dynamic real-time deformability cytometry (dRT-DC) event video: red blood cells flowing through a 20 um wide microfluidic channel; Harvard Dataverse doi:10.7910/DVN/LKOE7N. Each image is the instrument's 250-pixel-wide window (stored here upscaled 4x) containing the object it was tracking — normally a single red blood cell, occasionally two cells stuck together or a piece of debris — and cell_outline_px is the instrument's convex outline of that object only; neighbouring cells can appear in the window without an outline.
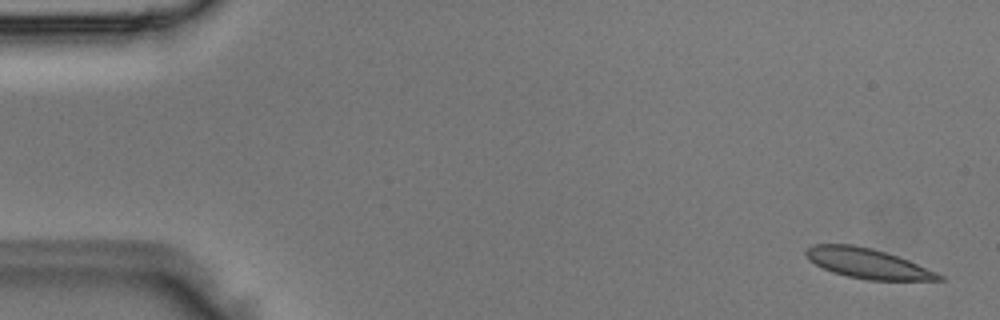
{"species": "Egyptian fruit bat (a non-hibernating species)", "species_latin": "Rousettus aegyptiacus", "temperature_condition": "room temperature", "stored_images_in_passage": 4, "camera_frame_rate_fps": 3000, "um_per_image_px": 0.085, "animal": {"sex": "male"}, "frame": {"image": 1, "passage_image": 1, "time_ms": 0.0, "image_size_px": [1000, 320], "cell_outline_px": [[944, 280], [868, 280], [848, 276], [832, 272], [808, 260], [804, 252], [812, 244], [852, 244], [872, 248], [908, 260], [936, 272], [944, 276]], "centroid_in_image_um": [73.72, 22.38], "position_along_channel_um": 11.3, "area_um2": 23.0}}
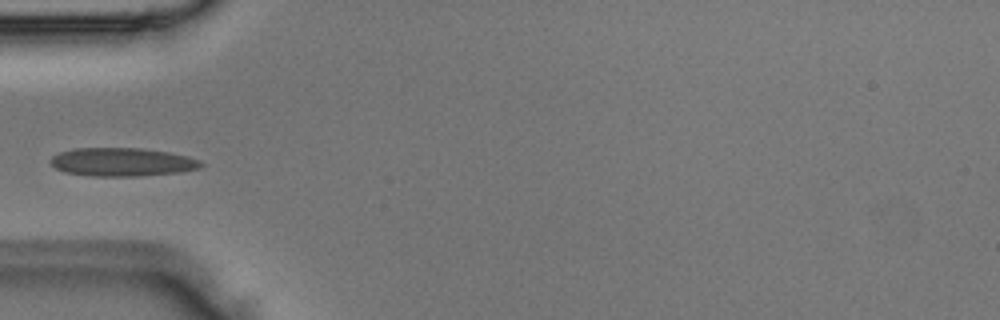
{"frame": {"image": 2, "passage_image": 4, "time_ms": 1.0, "image_size_px": [1000, 320], "cell_outline_px": [[204, 164], [200, 168], [180, 172], [140, 176], [88, 176], [64, 172], [56, 168], [52, 164], [52, 156], [60, 152], [72, 148], [144, 148], [168, 152], [188, 156], [200, 160]], "centroid_in_image_um": [10.4, 13.77], "position_along_channel_um": 74.6, "area_um2": 25.03}}